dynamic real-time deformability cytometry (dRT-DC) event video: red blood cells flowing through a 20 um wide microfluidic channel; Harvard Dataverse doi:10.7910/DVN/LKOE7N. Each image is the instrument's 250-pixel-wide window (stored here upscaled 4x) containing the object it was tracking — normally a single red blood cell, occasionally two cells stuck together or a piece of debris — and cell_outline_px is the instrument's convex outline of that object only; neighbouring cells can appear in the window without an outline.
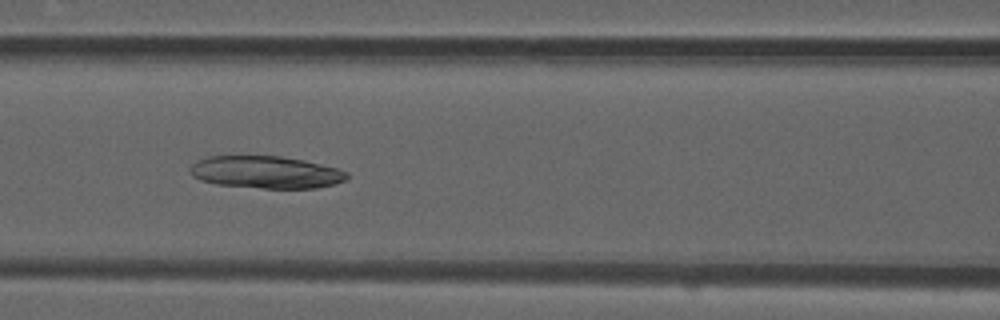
{"species": "common noctule bat (a hibernating species)", "species_latin": "Nyctalus noctula", "temperature_condition": "room temperature", "stored_images_in_passage": 45, "camera_frame_rate_fps": 3000, "um_per_image_px": 0.085, "animal": {"sex": "male", "forearm_length_mm": 52.5}, "frame": {"image": 1, "passage_image": 20, "time_ms": 6.333, "image_size_px": [1000, 320], "cell_outline_px": [[348, 180], [316, 188], [264, 188], [216, 184], [200, 180], [192, 176], [188, 172], [188, 168], [196, 160], [208, 156], [280, 156], [304, 160], [336, 168], [348, 172]], "centroid_in_image_um": [22.56, 14.63], "position_along_channel_um": 144.0, "area_um2": 29.65}}
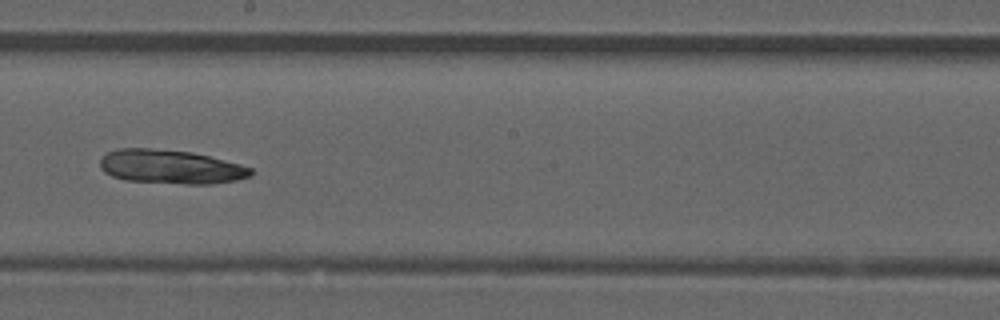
{"frame": {"image": 2, "passage_image": 27, "time_ms": 8.667, "image_size_px": [1000, 320], "cell_outline_px": [[256, 172], [252, 176], [236, 180], [212, 184], [184, 184], [124, 180], [112, 176], [104, 172], [100, 168], [100, 156], [116, 148], [152, 148], [192, 152], [240, 164], [252, 168]], "centroid_in_image_um": [14.5, 14.18], "position_along_channel_um": 233.7, "area_um2": 30.17}}
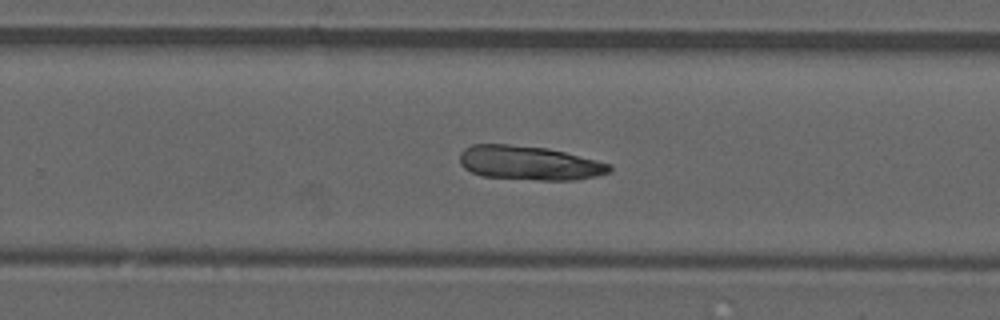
{"frame": {"image": 3, "passage_image": 31, "time_ms": 10.0, "image_size_px": [1000, 320], "cell_outline_px": [[612, 168], [608, 172], [596, 176], [576, 180], [536, 180], [484, 176], [472, 172], [464, 168], [460, 164], [460, 152], [464, 148], [472, 144], [508, 144], [548, 148], [612, 164]], "centroid_in_image_um": [44.97, 13.85], "position_along_channel_um": 284.8, "area_um2": 29.77}}